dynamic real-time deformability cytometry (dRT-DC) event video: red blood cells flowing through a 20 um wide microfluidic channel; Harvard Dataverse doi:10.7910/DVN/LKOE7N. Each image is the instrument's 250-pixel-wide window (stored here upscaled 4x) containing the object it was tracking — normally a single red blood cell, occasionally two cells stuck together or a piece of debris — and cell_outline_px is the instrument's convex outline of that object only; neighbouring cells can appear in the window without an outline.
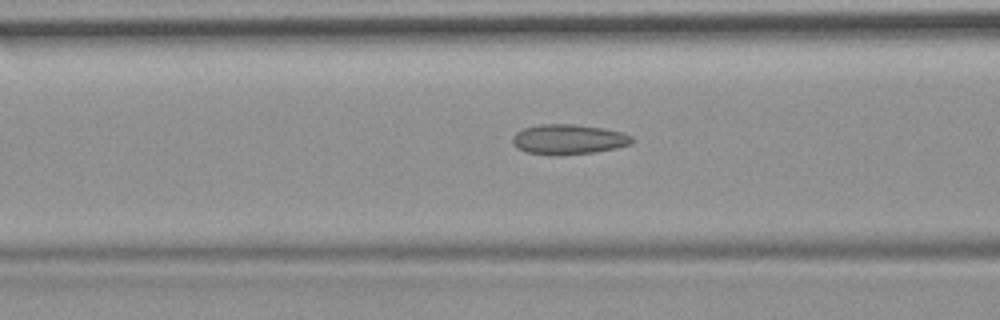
{"species": "common noctule bat (a hibernating species)", "species_latin": "Nyctalus noctula", "temperature_condition": "room temperature", "stored_images_in_passage": 39, "camera_frame_rate_fps": 3000, "um_per_image_px": 0.085, "animal": {"sex": "female", "body_mass_g": 19.9}, "frame": {"image": 1, "passage_image": 6, "time_ms": 1.667, "image_size_px": [1000, 320], "cell_outline_px": [[632, 144], [616, 148], [592, 152], [556, 156], [552, 156], [524, 152], [516, 148], [512, 144], [512, 136], [516, 132], [524, 128], [540, 124], [572, 124], [604, 128], [620, 132], [632, 136]], "centroid_in_image_um": [48.26, 11.86], "position_along_channel_um": 118.3, "area_um2": 21.1}, "authors_computed_cell_mechanics": {"area_um2": 19.8254, "velocity_mm_per_s": 3.7192, "shape_relaxation_time_tau1_ms": null, "shape_relaxation_time_tau2_ms": 2.1338, "deformation_change_tau1": null, "deformation_change_tau2": 0.0965}}